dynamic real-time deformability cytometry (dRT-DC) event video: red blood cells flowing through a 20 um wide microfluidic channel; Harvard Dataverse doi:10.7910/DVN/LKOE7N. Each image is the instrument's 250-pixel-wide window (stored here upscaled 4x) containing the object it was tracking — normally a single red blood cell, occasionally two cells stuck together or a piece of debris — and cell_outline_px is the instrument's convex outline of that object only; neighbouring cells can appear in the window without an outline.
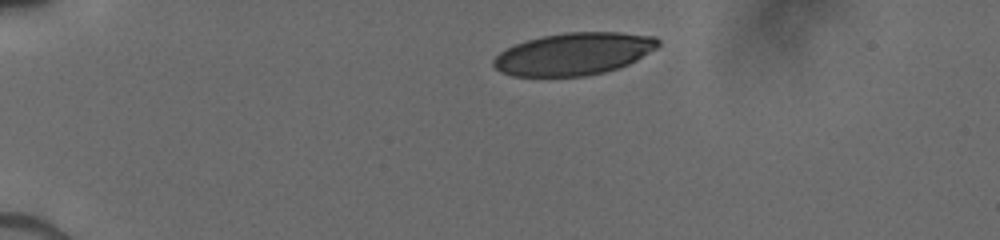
{"species": "human", "species_latin": "Homo sapiens", "temperature_condition": "cold", "stored_images_in_passage": 27, "camera_frame_rate_fps": 3000, "um_per_image_px": 0.085, "donor": {"sex": "male"}, "frame": {"image": 1, "passage_image": 1, "time_ms": 0.0, "image_size_px": [1000, 240], "cell_outline_px": [[660, 44], [656, 48], [636, 60], [620, 68], [604, 72], [584, 76], [512, 76], [500, 72], [492, 64], [492, 60], [500, 52], [516, 44], [528, 40], [544, 36], [564, 32], [620, 32], [656, 36], [660, 40]], "centroid_in_image_um": [48.79, 4.58], "position_along_channel_um": 36.2, "area_um2": 40.58}}
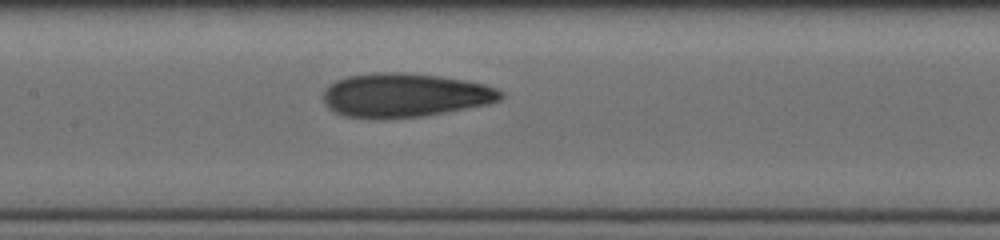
{"frame": {"image": 2, "passage_image": 16, "time_ms": 5.0, "image_size_px": [1000, 240], "cell_outline_px": [[504, 96], [500, 100], [488, 104], [444, 112], [420, 116], [384, 120], [380, 120], [344, 116], [328, 108], [324, 104], [324, 88], [328, 84], [336, 80], [348, 76], [372, 72], [404, 72], [440, 76], [464, 80], [484, 84], [496, 88], [504, 92]], "centroid_in_image_um": [34.37, 8.09], "position_along_channel_um": 173.0, "area_um2": 45.89}}
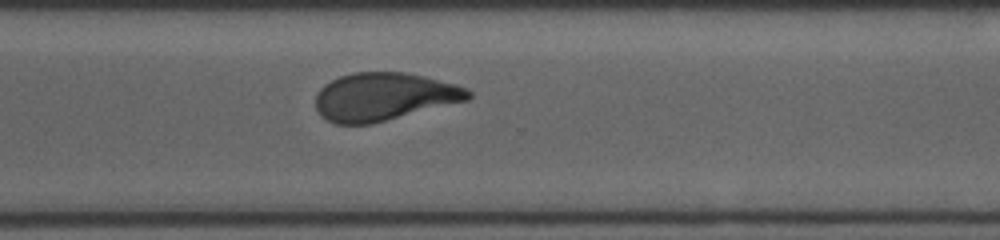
{"frame": {"image": 3, "passage_image": 27, "time_ms": 9.0, "image_size_px": [1000, 240], "cell_outline_px": [[472, 96], [468, 100], [372, 124], [336, 124], [320, 116], [316, 108], [316, 92], [324, 84], [340, 76], [352, 72], [404, 72], [424, 76], [456, 84], [468, 88], [472, 92]], "centroid_in_image_um": [32.63, 8.22], "position_along_channel_um": 338.0, "area_um2": 42.83}}